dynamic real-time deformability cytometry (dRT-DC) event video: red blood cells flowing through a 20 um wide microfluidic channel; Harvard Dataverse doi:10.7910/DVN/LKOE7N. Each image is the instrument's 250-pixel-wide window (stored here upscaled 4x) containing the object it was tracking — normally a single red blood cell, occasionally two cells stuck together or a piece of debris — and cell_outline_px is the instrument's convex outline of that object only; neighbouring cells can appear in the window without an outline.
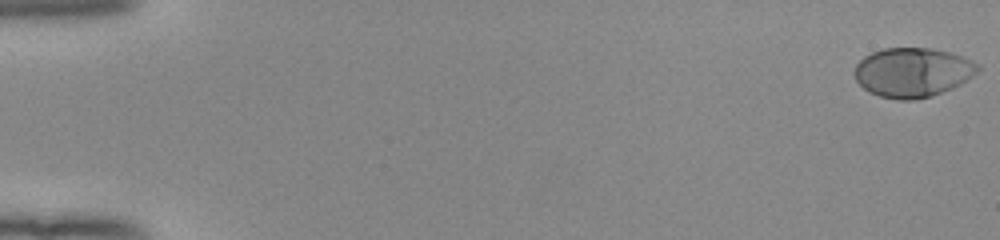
{"species": "human", "species_latin": "Homo sapiens", "temperature_condition": "room temperature", "stored_images_in_passage": 53, "camera_frame_rate_fps": 3000, "um_per_image_px": 0.085, "donor": {"sex": "female"}, "frame": {"image": 1, "passage_image": 1, "time_ms": 0.0, "image_size_px": [1000, 240], "cell_outline_px": [[980, 68], [972, 76], [960, 84], [952, 88], [916, 100], [900, 100], [880, 96], [868, 92], [856, 80], [856, 64], [864, 56], [872, 52], [884, 48], [932, 48], [964, 56], [980, 64]], "centroid_in_image_um": [77.58, 6.14], "position_along_channel_um": 7.4, "area_um2": 35.32}}
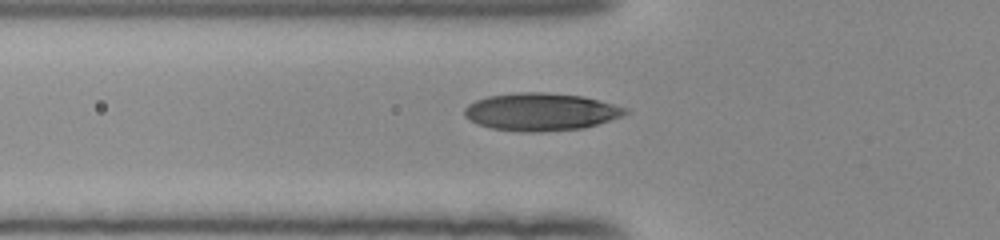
{"frame": {"image": 2, "passage_image": 20, "time_ms": 6.333, "image_size_px": [1000, 240], "cell_outline_px": [[628, 112], [620, 116], [584, 128], [540, 132], [524, 132], [492, 128], [476, 124], [464, 116], [464, 108], [468, 104], [476, 100], [488, 96], [516, 92], [544, 92], [584, 96], [628, 108]], "centroid_in_image_um": [45.93, 9.5], "position_along_channel_um": 79.9, "area_um2": 35.26}}
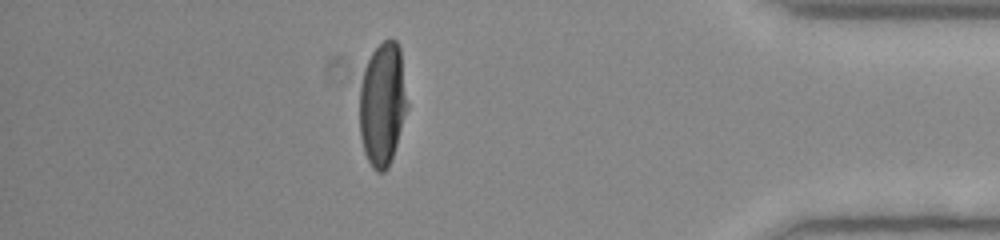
{"frame": {"image": 3, "passage_image": 47, "time_ms": 15.333, "image_size_px": [1000, 240], "cell_outline_px": [[408, 108], [388, 168], [384, 172], [376, 172], [372, 168], [364, 152], [360, 136], [360, 84], [364, 68], [372, 52], [384, 40], [392, 36], [396, 40], [400, 48], [408, 104]], "centroid_in_image_um": [32.51, 8.82], "position_along_channel_um": 402.7, "area_um2": 34.51}, "authors_computed_cell_mechanics": {"area_um2": 34.6222, "velocity_mm_per_s": 3.9658, "shape_relaxation_time_tau1_ms": 3.6758, "shape_relaxation_time_tau2_ms": null, "deformation_change_tau1": 0.2103, "deformation_change_tau2": null}}